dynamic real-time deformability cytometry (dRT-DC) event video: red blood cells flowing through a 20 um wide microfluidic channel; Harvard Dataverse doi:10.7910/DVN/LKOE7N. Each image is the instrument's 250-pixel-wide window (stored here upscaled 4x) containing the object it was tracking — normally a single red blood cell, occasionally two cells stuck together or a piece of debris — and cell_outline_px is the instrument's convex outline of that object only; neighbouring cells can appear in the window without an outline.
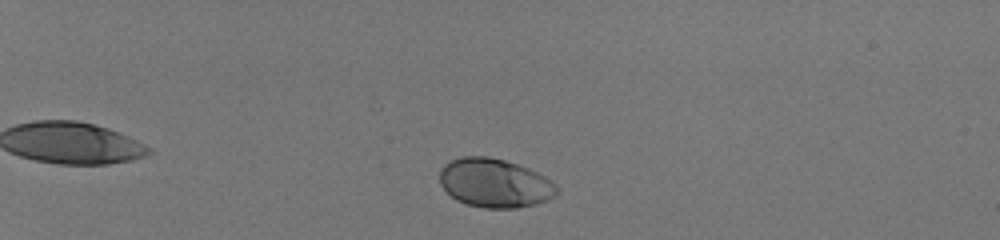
{"species": "human", "species_latin": "Homo sapiens", "temperature_condition": "room temperature", "stored_images_in_passage": 46, "camera_frame_rate_fps": 3000, "um_per_image_px": 0.085, "donor": {"sex": "male"}, "frame": {"image": 1, "passage_image": 7, "time_ms": 2.0, "image_size_px": [1000, 240], "cell_outline_px": [[556, 196], [536, 204], [516, 208], [484, 208], [468, 204], [456, 200], [440, 184], [440, 168], [444, 164], [460, 156], [488, 156], [504, 160], [528, 168], [544, 176], [556, 184]], "centroid_in_image_um": [42.03, 15.55], "position_along_channel_um": 43.0, "area_um2": 33.23}}
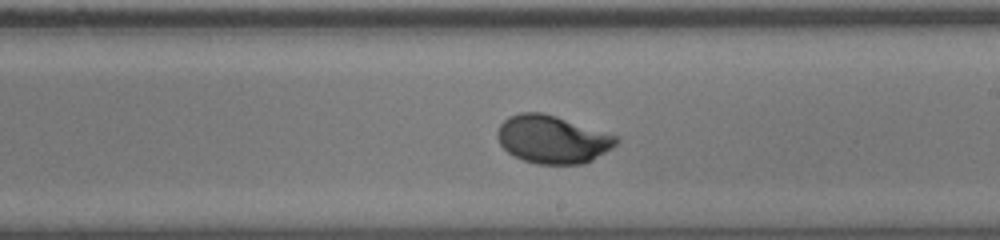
{"frame": {"image": 2, "passage_image": 29, "time_ms": 9.333, "image_size_px": [1000, 240], "cell_outline_px": [[620, 140], [612, 148], [592, 160], [584, 164], [536, 164], [524, 160], [508, 152], [500, 144], [496, 136], [496, 132], [500, 124], [508, 116], [520, 112], [544, 112], [620, 136]], "centroid_in_image_um": [46.97, 11.83], "position_along_channel_um": 242.0, "area_um2": 33.47}}
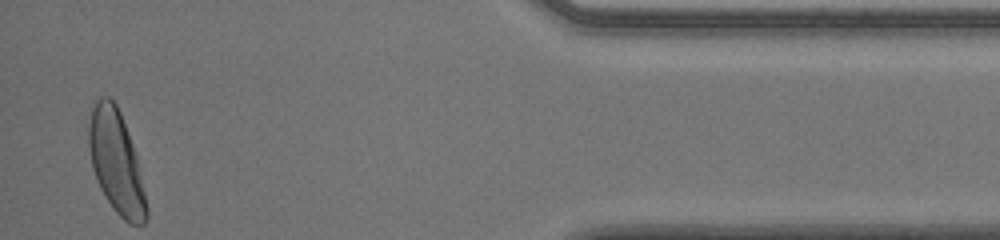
{"frame": {"image": 3, "passage_image": 46, "time_ms": 15.0, "image_size_px": [1000, 240], "cell_outline_px": [[148, 216], [144, 224], [128, 224], [116, 212], [100, 188], [96, 180], [92, 168], [88, 148], [88, 124], [92, 100], [100, 96], [108, 96], [116, 104], [120, 112], [132, 144], [136, 156], [148, 208]], "centroid_in_image_um": [9.84, 13.74], "position_along_channel_um": 425.4, "area_um2": 34.62}, "authors_computed_cell_mechanics": {"area_um2": 32.5414, "velocity_mm_per_s": 3.9867, "shape_relaxation_time_tau1_ms": 2.4482, "shape_relaxation_time_tau2_ms": null, "deformation_change_tau1": 0.138, "deformation_change_tau2": null}}